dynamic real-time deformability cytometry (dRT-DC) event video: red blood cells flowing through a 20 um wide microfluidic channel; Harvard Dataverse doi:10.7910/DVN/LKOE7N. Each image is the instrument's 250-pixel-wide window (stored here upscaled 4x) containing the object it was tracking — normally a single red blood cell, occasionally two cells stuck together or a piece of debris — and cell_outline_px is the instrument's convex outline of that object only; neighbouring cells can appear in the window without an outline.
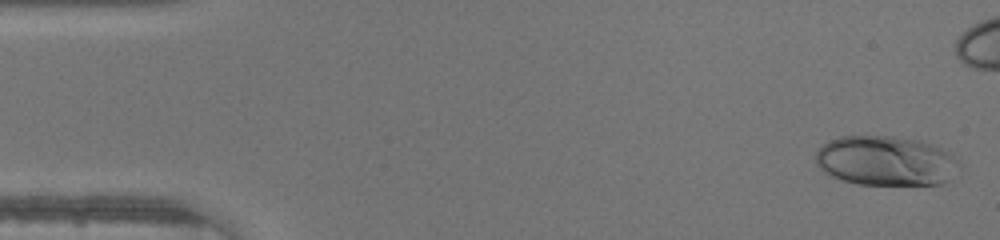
{"species": "human", "species_latin": "Homo sapiens", "temperature_condition": "warm", "stored_images_in_passage": 39, "camera_frame_rate_fps": 3000, "um_per_image_px": 0.085, "donor": {"sex": "male"}, "frame": {"image": 1, "passage_image": 1, "time_ms": 0.0, "image_size_px": [1000, 240], "cell_outline_px": [[952, 156], [944, 180], [940, 184], [860, 184], [840, 180], [824, 172], [816, 164], [816, 152], [828, 140], [840, 136], [892, 136], [920, 140], [940, 148], [948, 152]], "centroid_in_image_um": [75.08, 13.64], "position_along_channel_um": 9.9, "area_um2": 40.11}}
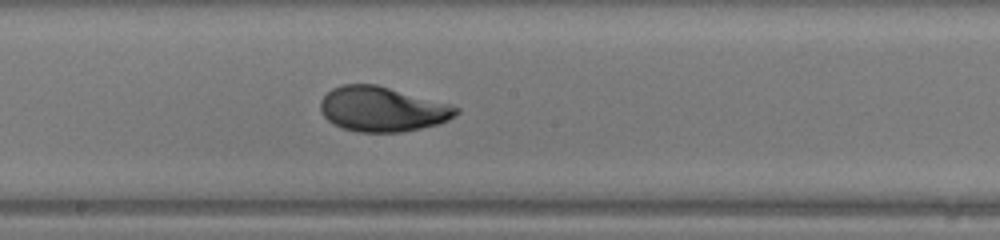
{"frame": {"image": 2, "passage_image": 24, "time_ms": 7.667, "image_size_px": [1000, 240], "cell_outline_px": [[460, 112], [456, 116], [448, 120], [436, 124], [420, 128], [400, 132], [356, 132], [344, 128], [328, 120], [320, 112], [320, 100], [332, 88], [344, 84], [376, 84], [448, 104], [460, 108]], "centroid_in_image_um": [32.48, 9.27], "position_along_channel_um": 215.7, "area_um2": 35.2}}
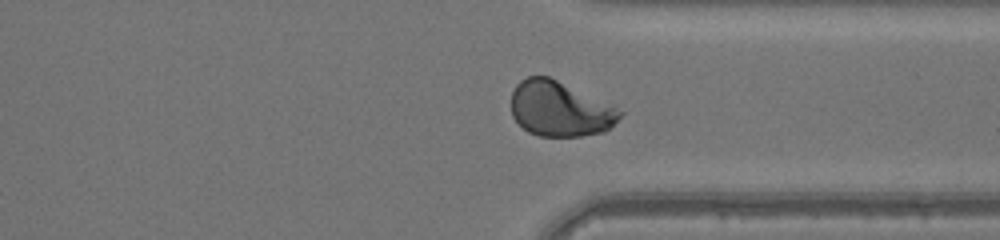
{"frame": {"image": 3, "passage_image": 34, "time_ms": 11.0, "image_size_px": [1000, 240], "cell_outline_px": [[624, 112], [604, 132], [580, 136], [540, 136], [528, 132], [512, 116], [512, 92], [516, 84], [520, 80], [528, 76], [548, 76], [616, 108]], "centroid_in_image_um": [47.53, 9.27], "position_along_channel_um": 363.9, "area_um2": 34.16}}